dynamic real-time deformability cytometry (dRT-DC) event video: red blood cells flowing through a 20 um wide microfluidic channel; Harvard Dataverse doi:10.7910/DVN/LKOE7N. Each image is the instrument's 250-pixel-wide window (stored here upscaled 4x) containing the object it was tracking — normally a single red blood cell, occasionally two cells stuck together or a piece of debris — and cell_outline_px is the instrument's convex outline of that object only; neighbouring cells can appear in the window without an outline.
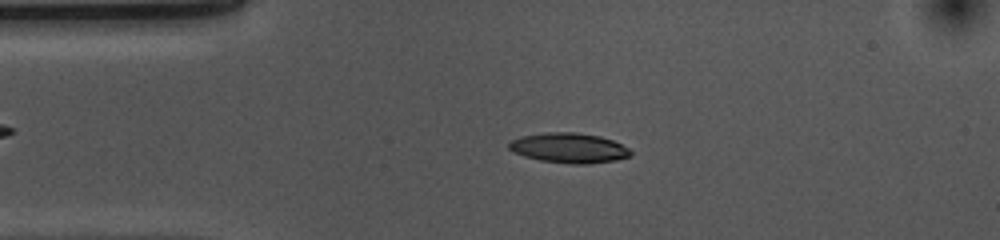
{"species": "common noctule bat (a hibernating species)", "species_latin": "Nyctalus noctula", "temperature_condition": "cold", "stored_images_in_passage": 52, "camera_frame_rate_fps": 3000, "um_per_image_px": 0.085, "animal": {"sex": "female", "body_mass_g": 10.0, "forearm_length_mm": 53.1}, "frame": {"image": 1, "passage_image": 10, "time_ms": 3.0, "image_size_px": [1000, 240], "cell_outline_px": [[632, 156], [616, 160], [588, 164], [568, 164], [540, 160], [524, 156], [508, 148], [508, 144], [512, 140], [520, 136], [548, 132], [576, 132], [600, 136], [612, 140], [628, 148], [632, 152]], "centroid_in_image_um": [48.38, 12.58], "position_along_channel_um": 36.6, "area_um2": 21.27}}
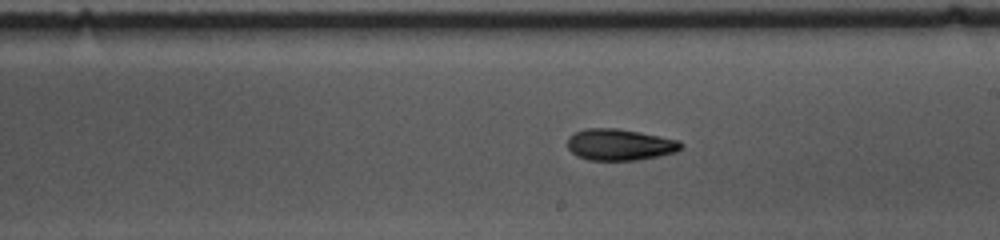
{"frame": {"image": 2, "passage_image": 28, "time_ms": 9.0, "image_size_px": [1000, 240], "cell_outline_px": [[684, 144], [676, 152], [660, 156], [636, 160], [588, 160], [576, 156], [568, 148], [568, 136], [572, 132], [584, 128], [616, 128], [640, 132], [680, 140]], "centroid_in_image_um": [52.66, 12.29], "position_along_channel_um": 236.3, "area_um2": 21.04}}
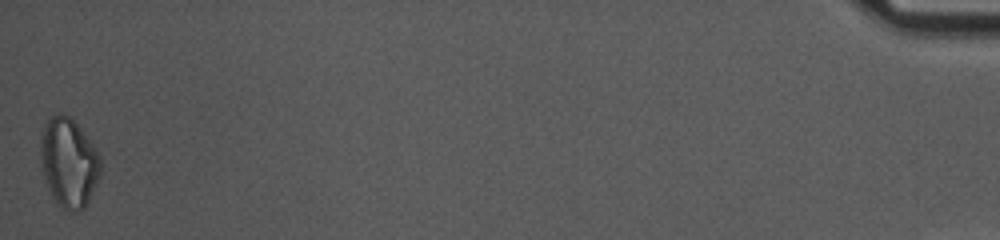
{"frame": {"image": 3, "passage_image": 52, "time_ms": 17.0, "image_size_px": [1000, 240], "cell_outline_px": [[100, 176], [84, 208], [76, 212], [72, 212], [60, 208], [52, 196], [48, 188], [44, 176], [40, 148], [40, 140], [44, 124], [52, 116], [60, 112], [72, 116], [100, 156]], "centroid_in_image_um": [5.84, 13.81], "position_along_channel_um": 429.4, "area_um2": 31.1}, "authors_computed_cell_mechanics": {"area_um2": 20.5768, "velocity_mm_per_s": 3.6966, "shape_relaxation_time_tau1_ms": 4.976, "shape_relaxation_time_tau2_ms": 5.4703, "deformation_change_tau1": 0.1163, "deformation_change_tau2": 0.1234}}